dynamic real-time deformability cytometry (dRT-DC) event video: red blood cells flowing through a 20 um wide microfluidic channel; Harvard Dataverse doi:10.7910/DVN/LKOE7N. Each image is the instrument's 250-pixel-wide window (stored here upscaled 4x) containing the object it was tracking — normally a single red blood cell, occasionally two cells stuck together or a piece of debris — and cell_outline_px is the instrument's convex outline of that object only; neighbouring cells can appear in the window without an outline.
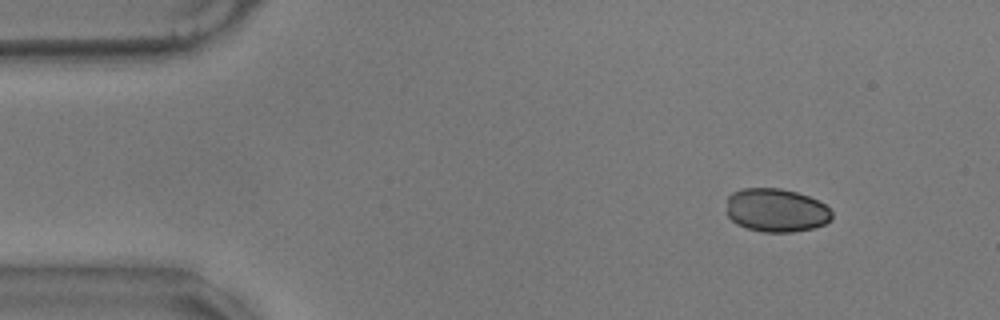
{"species": "common noctule bat (a hibernating species)", "species_latin": "Nyctalus noctula", "temperature_condition": "warm", "stored_images_in_passage": 58, "camera_frame_rate_fps": 3000, "um_per_image_px": 0.085, "animal": {"sex": "male", "body_mass_g": 17.9}, "frame": {"image": 1, "passage_image": 7, "time_ms": 2.0, "image_size_px": [1000, 320], "cell_outline_px": [[832, 220], [824, 224], [812, 228], [792, 232], [760, 232], [736, 224], [728, 216], [728, 196], [732, 192], [740, 188], [780, 188], [796, 192], [808, 196], [824, 204], [832, 212]], "centroid_in_image_um": [65.97, 17.87], "position_along_channel_um": 19.0, "area_um2": 26.7}}
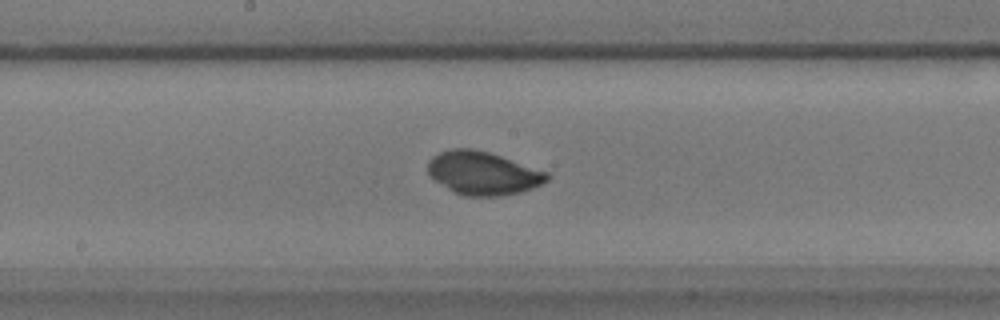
{"frame": {"image": 2, "passage_image": 30, "time_ms": 9.667, "image_size_px": [1000, 320], "cell_outline_px": [[552, 176], [548, 180], [532, 188], [520, 192], [500, 196], [464, 196], [448, 188], [436, 180], [428, 172], [428, 160], [432, 156], [440, 152], [452, 148], [472, 148], [488, 152], [548, 172]], "centroid_in_image_um": [41.06, 14.71], "position_along_channel_um": 207.1, "area_um2": 29.77}}
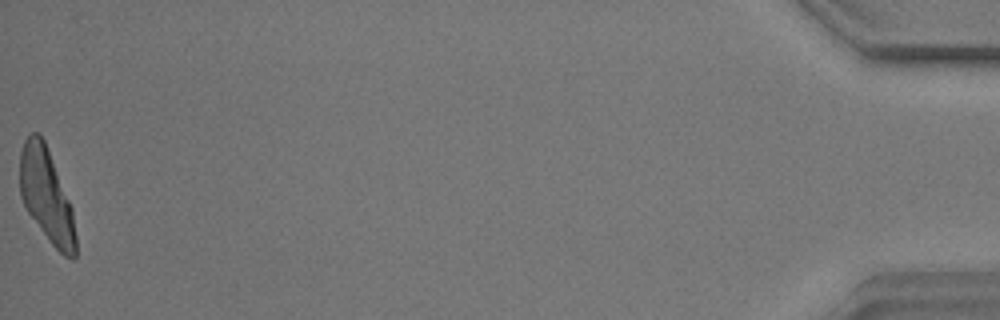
{"frame": {"image": 3, "passage_image": 58, "time_ms": 19.0, "image_size_px": [1000, 320], "cell_outline_px": [[76, 256], [72, 260], [64, 256], [52, 244], [28, 212], [20, 196], [20, 152], [24, 140], [32, 132], [40, 132], [44, 140], [72, 208], [76, 236]], "centroid_in_image_um": [3.95, 16.61], "position_along_channel_um": 431.3, "area_um2": 30.11}}